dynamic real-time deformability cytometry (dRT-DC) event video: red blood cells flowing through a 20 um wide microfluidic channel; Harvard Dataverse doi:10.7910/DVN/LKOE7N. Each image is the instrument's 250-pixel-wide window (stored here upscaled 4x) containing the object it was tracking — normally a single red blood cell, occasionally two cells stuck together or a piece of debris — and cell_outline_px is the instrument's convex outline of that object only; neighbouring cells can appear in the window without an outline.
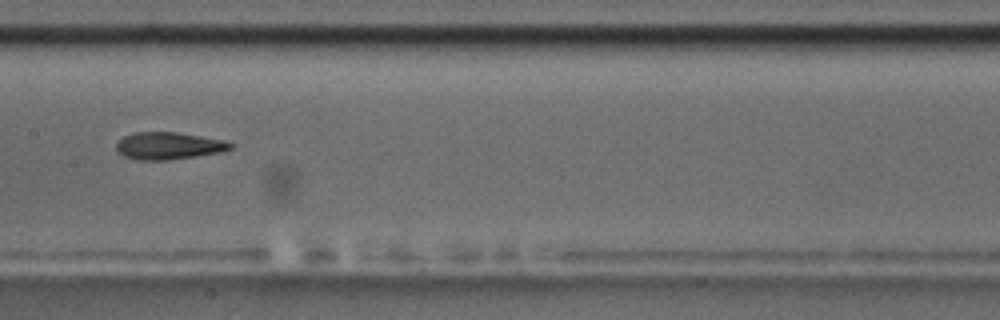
{"species": "common noctule bat (a hibernating species)", "species_latin": "Nyctalus noctula", "temperature_condition": "room temperature", "stored_images_in_passage": 38, "camera_frame_rate_fps": 3000, "um_per_image_px": 0.085, "animal": {"sex": "male", "body_mass_g": 17.5, "forearm_length_mm": 52.3}, "frame": {"image": 1, "passage_image": 12, "time_ms": 3.667, "image_size_px": [1000, 320], "cell_outline_px": [[236, 144], [232, 148], [224, 152], [168, 160], [136, 160], [124, 156], [116, 148], [116, 144], [124, 136], [132, 132], [176, 132], [224, 140]], "centroid_in_image_um": [14.37, 12.39], "position_along_channel_um": 193.0, "area_um2": 18.21}, "authors_computed_cell_mechanics": {"area_um2": 18.6405, "velocity_mm_per_s": 3.7474, "shape_relaxation_time_tau1_ms": 4.1812, "shape_relaxation_time_tau2_ms": 1.9679, "deformation_change_tau1": 0.1535, "deformation_change_tau2": 0.103}}